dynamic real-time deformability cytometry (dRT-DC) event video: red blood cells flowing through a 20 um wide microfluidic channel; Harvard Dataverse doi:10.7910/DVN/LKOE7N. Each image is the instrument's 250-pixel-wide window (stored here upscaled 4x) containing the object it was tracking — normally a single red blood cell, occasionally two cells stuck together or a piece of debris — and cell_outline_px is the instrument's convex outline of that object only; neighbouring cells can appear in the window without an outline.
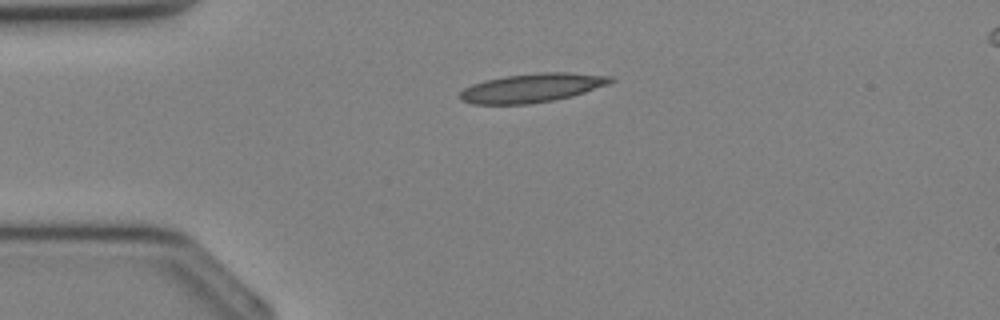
{"species": "Egyptian fruit bat (a non-hibernating species)", "species_latin": "Rousettus aegyptiacus", "temperature_condition": "cold", "stored_images_in_passage": 28, "camera_frame_rate_fps": 3000, "um_per_image_px": 0.085, "animal": {"sex": "female"}, "frame": {"image": 1, "passage_image": 1, "time_ms": 0.0, "image_size_px": [1000, 320], "cell_outline_px": [[616, 80], [608, 84], [572, 96], [556, 100], [528, 104], [472, 104], [460, 100], [460, 92], [464, 88], [472, 84], [484, 80], [504, 76], [536, 72], [568, 72], [612, 76]], "centroid_in_image_um": [45.22, 7.46], "position_along_channel_um": 39.8, "area_um2": 25.55}}
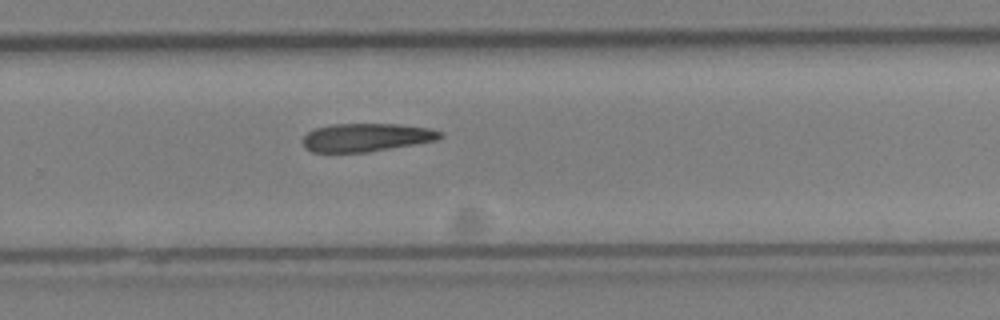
{"frame": {"image": 2, "passage_image": 16, "time_ms": 5.0, "image_size_px": [1000, 320], "cell_outline_px": [[444, 136], [436, 140], [416, 144], [364, 152], [312, 152], [304, 148], [300, 140], [308, 132], [316, 128], [332, 124], [396, 124], [428, 128], [444, 132]], "centroid_in_image_um": [31.11, 11.68], "position_along_channel_um": 298.7, "area_um2": 22.6}}
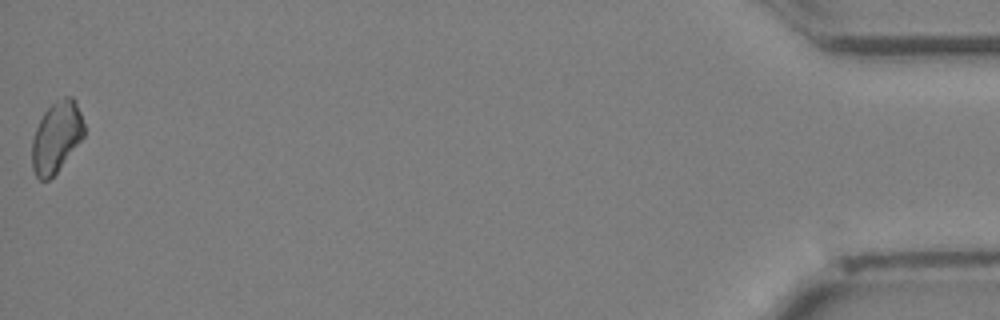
{"frame": {"image": 3, "passage_image": 28, "time_ms": 9.0, "image_size_px": [1000, 320], "cell_outline_px": [[84, 136], [56, 172], [48, 180], [40, 180], [36, 176], [32, 168], [32, 136], [44, 112], [56, 100], [64, 96], [72, 96], [76, 100], [84, 124]], "centroid_in_image_um": [4.79, 11.62], "position_along_channel_um": 430.4, "area_um2": 21.39}}